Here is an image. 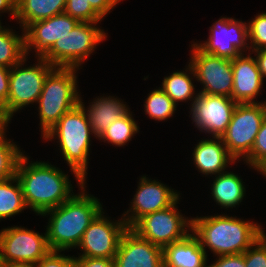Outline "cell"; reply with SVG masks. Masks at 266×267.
<instances>
[{
	"instance_id": "6da1fadb",
	"label": "cell",
	"mask_w": 266,
	"mask_h": 267,
	"mask_svg": "<svg viewBox=\"0 0 266 267\" xmlns=\"http://www.w3.org/2000/svg\"><path fill=\"white\" fill-rule=\"evenodd\" d=\"M28 155H22L16 168V177L20 182L24 200L28 209L36 215L58 207L73 194L69 175L57 166L46 161H29Z\"/></svg>"
},
{
	"instance_id": "7a4b0ae2",
	"label": "cell",
	"mask_w": 266,
	"mask_h": 267,
	"mask_svg": "<svg viewBox=\"0 0 266 267\" xmlns=\"http://www.w3.org/2000/svg\"><path fill=\"white\" fill-rule=\"evenodd\" d=\"M86 183L67 201L48 210L41 216H49L45 226L51 251H68L79 245L83 233L93 220L104 210L100 199L86 192Z\"/></svg>"
},
{
	"instance_id": "3957f363",
	"label": "cell",
	"mask_w": 266,
	"mask_h": 267,
	"mask_svg": "<svg viewBox=\"0 0 266 267\" xmlns=\"http://www.w3.org/2000/svg\"><path fill=\"white\" fill-rule=\"evenodd\" d=\"M192 233L199 239L206 254L208 249L216 256L244 253L262 235L257 222L243 220L228 214L191 217Z\"/></svg>"
},
{
	"instance_id": "277c9868",
	"label": "cell",
	"mask_w": 266,
	"mask_h": 267,
	"mask_svg": "<svg viewBox=\"0 0 266 267\" xmlns=\"http://www.w3.org/2000/svg\"><path fill=\"white\" fill-rule=\"evenodd\" d=\"M91 135L94 136L87 114L79 104L65 113L43 139H57L60 153L73 173L80 188L86 183L90 157Z\"/></svg>"
},
{
	"instance_id": "5b68a950",
	"label": "cell",
	"mask_w": 266,
	"mask_h": 267,
	"mask_svg": "<svg viewBox=\"0 0 266 267\" xmlns=\"http://www.w3.org/2000/svg\"><path fill=\"white\" fill-rule=\"evenodd\" d=\"M77 68L55 67L47 76L38 98L39 128L42 138L60 118L80 104Z\"/></svg>"
},
{
	"instance_id": "8992f818",
	"label": "cell",
	"mask_w": 266,
	"mask_h": 267,
	"mask_svg": "<svg viewBox=\"0 0 266 267\" xmlns=\"http://www.w3.org/2000/svg\"><path fill=\"white\" fill-rule=\"evenodd\" d=\"M98 23L79 22L70 32L57 39L42 58L54 67L80 69L97 46L107 39L108 33L100 29Z\"/></svg>"
},
{
	"instance_id": "52a82bcc",
	"label": "cell",
	"mask_w": 266,
	"mask_h": 267,
	"mask_svg": "<svg viewBox=\"0 0 266 267\" xmlns=\"http://www.w3.org/2000/svg\"><path fill=\"white\" fill-rule=\"evenodd\" d=\"M37 63L24 66L27 56L10 69L9 96L3 106L7 115L12 119L14 113L35 104L42 92L45 79L55 68L42 57H35Z\"/></svg>"
},
{
	"instance_id": "ba28073f",
	"label": "cell",
	"mask_w": 266,
	"mask_h": 267,
	"mask_svg": "<svg viewBox=\"0 0 266 267\" xmlns=\"http://www.w3.org/2000/svg\"><path fill=\"white\" fill-rule=\"evenodd\" d=\"M265 114L266 100L263 103H237L221 139L238 162L251 152Z\"/></svg>"
},
{
	"instance_id": "9c48e42d",
	"label": "cell",
	"mask_w": 266,
	"mask_h": 267,
	"mask_svg": "<svg viewBox=\"0 0 266 267\" xmlns=\"http://www.w3.org/2000/svg\"><path fill=\"white\" fill-rule=\"evenodd\" d=\"M179 201L180 198L166 209L143 216L131 229L162 249L184 239L192 231V219L183 216L177 209Z\"/></svg>"
},
{
	"instance_id": "30bf717a",
	"label": "cell",
	"mask_w": 266,
	"mask_h": 267,
	"mask_svg": "<svg viewBox=\"0 0 266 267\" xmlns=\"http://www.w3.org/2000/svg\"><path fill=\"white\" fill-rule=\"evenodd\" d=\"M50 251L46 231L40 234L15 225L0 230V256L5 263L33 266Z\"/></svg>"
},
{
	"instance_id": "8fae6325",
	"label": "cell",
	"mask_w": 266,
	"mask_h": 267,
	"mask_svg": "<svg viewBox=\"0 0 266 267\" xmlns=\"http://www.w3.org/2000/svg\"><path fill=\"white\" fill-rule=\"evenodd\" d=\"M190 62L195 80L203 86L199 93L231 97L233 91L232 60L204 53L193 41Z\"/></svg>"
},
{
	"instance_id": "7c38bea8",
	"label": "cell",
	"mask_w": 266,
	"mask_h": 267,
	"mask_svg": "<svg viewBox=\"0 0 266 267\" xmlns=\"http://www.w3.org/2000/svg\"><path fill=\"white\" fill-rule=\"evenodd\" d=\"M194 43L204 53L231 60L243 53L251 52L248 44V23L226 16H221L210 26L207 41Z\"/></svg>"
},
{
	"instance_id": "4fadbf2b",
	"label": "cell",
	"mask_w": 266,
	"mask_h": 267,
	"mask_svg": "<svg viewBox=\"0 0 266 267\" xmlns=\"http://www.w3.org/2000/svg\"><path fill=\"white\" fill-rule=\"evenodd\" d=\"M102 211L83 233L77 246L81 249L78 257L114 259L122 235L128 229L123 218L110 220Z\"/></svg>"
},
{
	"instance_id": "5bb4252c",
	"label": "cell",
	"mask_w": 266,
	"mask_h": 267,
	"mask_svg": "<svg viewBox=\"0 0 266 267\" xmlns=\"http://www.w3.org/2000/svg\"><path fill=\"white\" fill-rule=\"evenodd\" d=\"M237 103L230 97L199 93L191 108L192 124L205 135L221 138L231 121Z\"/></svg>"
},
{
	"instance_id": "9a60e30c",
	"label": "cell",
	"mask_w": 266,
	"mask_h": 267,
	"mask_svg": "<svg viewBox=\"0 0 266 267\" xmlns=\"http://www.w3.org/2000/svg\"><path fill=\"white\" fill-rule=\"evenodd\" d=\"M135 192L130 208L121 216L128 228L143 216L170 207L181 197L177 190L146 175L140 177Z\"/></svg>"
},
{
	"instance_id": "2e32d148",
	"label": "cell",
	"mask_w": 266,
	"mask_h": 267,
	"mask_svg": "<svg viewBox=\"0 0 266 267\" xmlns=\"http://www.w3.org/2000/svg\"><path fill=\"white\" fill-rule=\"evenodd\" d=\"M79 21L66 13L28 24L24 30L25 53L36 52V57H42L57 41L70 32Z\"/></svg>"
},
{
	"instance_id": "e0dca14e",
	"label": "cell",
	"mask_w": 266,
	"mask_h": 267,
	"mask_svg": "<svg viewBox=\"0 0 266 267\" xmlns=\"http://www.w3.org/2000/svg\"><path fill=\"white\" fill-rule=\"evenodd\" d=\"M113 260L114 267H163V249L128 228Z\"/></svg>"
},
{
	"instance_id": "ac0fdd59",
	"label": "cell",
	"mask_w": 266,
	"mask_h": 267,
	"mask_svg": "<svg viewBox=\"0 0 266 267\" xmlns=\"http://www.w3.org/2000/svg\"><path fill=\"white\" fill-rule=\"evenodd\" d=\"M233 91L231 99L236 103H263L256 101L263 88L264 79L251 53L241 54L232 59Z\"/></svg>"
},
{
	"instance_id": "d6986e66",
	"label": "cell",
	"mask_w": 266,
	"mask_h": 267,
	"mask_svg": "<svg viewBox=\"0 0 266 267\" xmlns=\"http://www.w3.org/2000/svg\"><path fill=\"white\" fill-rule=\"evenodd\" d=\"M193 148V164L198 172L206 176L226 172L228 165L237 161L228 152L221 138H203Z\"/></svg>"
},
{
	"instance_id": "ffe728a7",
	"label": "cell",
	"mask_w": 266,
	"mask_h": 267,
	"mask_svg": "<svg viewBox=\"0 0 266 267\" xmlns=\"http://www.w3.org/2000/svg\"><path fill=\"white\" fill-rule=\"evenodd\" d=\"M85 106L82 97L80 105L85 110L94 138L98 139L103 132L118 118L124 116L130 108L117 96H98ZM125 103V104H124Z\"/></svg>"
},
{
	"instance_id": "44dd1931",
	"label": "cell",
	"mask_w": 266,
	"mask_h": 267,
	"mask_svg": "<svg viewBox=\"0 0 266 267\" xmlns=\"http://www.w3.org/2000/svg\"><path fill=\"white\" fill-rule=\"evenodd\" d=\"M207 257L199 239L190 232L163 248V267H207Z\"/></svg>"
},
{
	"instance_id": "7402d4cb",
	"label": "cell",
	"mask_w": 266,
	"mask_h": 267,
	"mask_svg": "<svg viewBox=\"0 0 266 267\" xmlns=\"http://www.w3.org/2000/svg\"><path fill=\"white\" fill-rule=\"evenodd\" d=\"M213 178L211 183V194L214 202L223 209H233L243 202L246 196V187L241 176L233 171L220 173Z\"/></svg>"
},
{
	"instance_id": "603a6c76",
	"label": "cell",
	"mask_w": 266,
	"mask_h": 267,
	"mask_svg": "<svg viewBox=\"0 0 266 267\" xmlns=\"http://www.w3.org/2000/svg\"><path fill=\"white\" fill-rule=\"evenodd\" d=\"M66 0H16V18L20 28L64 13Z\"/></svg>"
},
{
	"instance_id": "cb8c5ba5",
	"label": "cell",
	"mask_w": 266,
	"mask_h": 267,
	"mask_svg": "<svg viewBox=\"0 0 266 267\" xmlns=\"http://www.w3.org/2000/svg\"><path fill=\"white\" fill-rule=\"evenodd\" d=\"M184 69L181 71H175L169 76L163 78L161 89L168 95V97L176 104L180 102L191 101V108L198 91H195L196 85H194L193 78L195 77L194 70L192 66L188 63ZM195 86V87H194Z\"/></svg>"
},
{
	"instance_id": "d4e9b609",
	"label": "cell",
	"mask_w": 266,
	"mask_h": 267,
	"mask_svg": "<svg viewBox=\"0 0 266 267\" xmlns=\"http://www.w3.org/2000/svg\"><path fill=\"white\" fill-rule=\"evenodd\" d=\"M28 209L16 175L0 181V221Z\"/></svg>"
},
{
	"instance_id": "484cf974",
	"label": "cell",
	"mask_w": 266,
	"mask_h": 267,
	"mask_svg": "<svg viewBox=\"0 0 266 267\" xmlns=\"http://www.w3.org/2000/svg\"><path fill=\"white\" fill-rule=\"evenodd\" d=\"M21 31L22 35H19L6 26L0 32V65L12 68L26 57L24 30Z\"/></svg>"
},
{
	"instance_id": "4316f807",
	"label": "cell",
	"mask_w": 266,
	"mask_h": 267,
	"mask_svg": "<svg viewBox=\"0 0 266 267\" xmlns=\"http://www.w3.org/2000/svg\"><path fill=\"white\" fill-rule=\"evenodd\" d=\"M137 124L129 110L124 116L115 120L98 139L115 147H123L140 131Z\"/></svg>"
},
{
	"instance_id": "83f0119b",
	"label": "cell",
	"mask_w": 266,
	"mask_h": 267,
	"mask_svg": "<svg viewBox=\"0 0 266 267\" xmlns=\"http://www.w3.org/2000/svg\"><path fill=\"white\" fill-rule=\"evenodd\" d=\"M177 105L159 87L152 90L144 102V111L155 121H165L177 111Z\"/></svg>"
},
{
	"instance_id": "f1b7e54d",
	"label": "cell",
	"mask_w": 266,
	"mask_h": 267,
	"mask_svg": "<svg viewBox=\"0 0 266 267\" xmlns=\"http://www.w3.org/2000/svg\"><path fill=\"white\" fill-rule=\"evenodd\" d=\"M14 140L7 139L6 135L0 138V181L16 175L18 161L25 151H21Z\"/></svg>"
},
{
	"instance_id": "f546056e",
	"label": "cell",
	"mask_w": 266,
	"mask_h": 267,
	"mask_svg": "<svg viewBox=\"0 0 266 267\" xmlns=\"http://www.w3.org/2000/svg\"><path fill=\"white\" fill-rule=\"evenodd\" d=\"M245 161V162H244ZM251 169L262 174L266 170V114L256 136L251 152L243 159Z\"/></svg>"
},
{
	"instance_id": "4dcf8cb0",
	"label": "cell",
	"mask_w": 266,
	"mask_h": 267,
	"mask_svg": "<svg viewBox=\"0 0 266 267\" xmlns=\"http://www.w3.org/2000/svg\"><path fill=\"white\" fill-rule=\"evenodd\" d=\"M248 23L251 51L266 49V12L258 13Z\"/></svg>"
},
{
	"instance_id": "1f68e13d",
	"label": "cell",
	"mask_w": 266,
	"mask_h": 267,
	"mask_svg": "<svg viewBox=\"0 0 266 267\" xmlns=\"http://www.w3.org/2000/svg\"><path fill=\"white\" fill-rule=\"evenodd\" d=\"M64 13L79 22H100L102 18L92 9L86 0H66Z\"/></svg>"
},
{
	"instance_id": "d6a6232c",
	"label": "cell",
	"mask_w": 266,
	"mask_h": 267,
	"mask_svg": "<svg viewBox=\"0 0 266 267\" xmlns=\"http://www.w3.org/2000/svg\"><path fill=\"white\" fill-rule=\"evenodd\" d=\"M245 267H266V233L244 253Z\"/></svg>"
},
{
	"instance_id": "836d02e7",
	"label": "cell",
	"mask_w": 266,
	"mask_h": 267,
	"mask_svg": "<svg viewBox=\"0 0 266 267\" xmlns=\"http://www.w3.org/2000/svg\"><path fill=\"white\" fill-rule=\"evenodd\" d=\"M33 267H74V256H66L61 251H50Z\"/></svg>"
},
{
	"instance_id": "e575fe53",
	"label": "cell",
	"mask_w": 266,
	"mask_h": 267,
	"mask_svg": "<svg viewBox=\"0 0 266 267\" xmlns=\"http://www.w3.org/2000/svg\"><path fill=\"white\" fill-rule=\"evenodd\" d=\"M216 257L215 261L207 267H245L243 253L220 255Z\"/></svg>"
},
{
	"instance_id": "d590c367",
	"label": "cell",
	"mask_w": 266,
	"mask_h": 267,
	"mask_svg": "<svg viewBox=\"0 0 266 267\" xmlns=\"http://www.w3.org/2000/svg\"><path fill=\"white\" fill-rule=\"evenodd\" d=\"M74 267H114V260L96 257H75Z\"/></svg>"
},
{
	"instance_id": "8d00e7d4",
	"label": "cell",
	"mask_w": 266,
	"mask_h": 267,
	"mask_svg": "<svg viewBox=\"0 0 266 267\" xmlns=\"http://www.w3.org/2000/svg\"><path fill=\"white\" fill-rule=\"evenodd\" d=\"M90 3L92 9L104 19L121 0H86ZM123 1V0H122Z\"/></svg>"
},
{
	"instance_id": "74e56055",
	"label": "cell",
	"mask_w": 266,
	"mask_h": 267,
	"mask_svg": "<svg viewBox=\"0 0 266 267\" xmlns=\"http://www.w3.org/2000/svg\"><path fill=\"white\" fill-rule=\"evenodd\" d=\"M10 69L0 65V106L2 107L7 103L9 96Z\"/></svg>"
},
{
	"instance_id": "f35d334b",
	"label": "cell",
	"mask_w": 266,
	"mask_h": 267,
	"mask_svg": "<svg viewBox=\"0 0 266 267\" xmlns=\"http://www.w3.org/2000/svg\"><path fill=\"white\" fill-rule=\"evenodd\" d=\"M251 54H255L254 57L261 76L266 79V49L251 51Z\"/></svg>"
},
{
	"instance_id": "ab89813d",
	"label": "cell",
	"mask_w": 266,
	"mask_h": 267,
	"mask_svg": "<svg viewBox=\"0 0 266 267\" xmlns=\"http://www.w3.org/2000/svg\"><path fill=\"white\" fill-rule=\"evenodd\" d=\"M2 13H8L11 18H16V0H0V17Z\"/></svg>"
},
{
	"instance_id": "60d3db41",
	"label": "cell",
	"mask_w": 266,
	"mask_h": 267,
	"mask_svg": "<svg viewBox=\"0 0 266 267\" xmlns=\"http://www.w3.org/2000/svg\"><path fill=\"white\" fill-rule=\"evenodd\" d=\"M11 120L12 119L7 115L4 108L0 106V138L4 137L6 132H8L6 129Z\"/></svg>"
},
{
	"instance_id": "b9f144b4",
	"label": "cell",
	"mask_w": 266,
	"mask_h": 267,
	"mask_svg": "<svg viewBox=\"0 0 266 267\" xmlns=\"http://www.w3.org/2000/svg\"><path fill=\"white\" fill-rule=\"evenodd\" d=\"M3 267H33V266L22 265V264H9V263H4Z\"/></svg>"
},
{
	"instance_id": "7bdbcfd3",
	"label": "cell",
	"mask_w": 266,
	"mask_h": 267,
	"mask_svg": "<svg viewBox=\"0 0 266 267\" xmlns=\"http://www.w3.org/2000/svg\"><path fill=\"white\" fill-rule=\"evenodd\" d=\"M5 28V26H2L1 17H0V32Z\"/></svg>"
},
{
	"instance_id": "ee69618b",
	"label": "cell",
	"mask_w": 266,
	"mask_h": 267,
	"mask_svg": "<svg viewBox=\"0 0 266 267\" xmlns=\"http://www.w3.org/2000/svg\"><path fill=\"white\" fill-rule=\"evenodd\" d=\"M4 263L5 262L1 259V256H0V267H3Z\"/></svg>"
},
{
	"instance_id": "f6af8a7d",
	"label": "cell",
	"mask_w": 266,
	"mask_h": 267,
	"mask_svg": "<svg viewBox=\"0 0 266 267\" xmlns=\"http://www.w3.org/2000/svg\"><path fill=\"white\" fill-rule=\"evenodd\" d=\"M263 177H266V170L262 173Z\"/></svg>"
}]
</instances>
